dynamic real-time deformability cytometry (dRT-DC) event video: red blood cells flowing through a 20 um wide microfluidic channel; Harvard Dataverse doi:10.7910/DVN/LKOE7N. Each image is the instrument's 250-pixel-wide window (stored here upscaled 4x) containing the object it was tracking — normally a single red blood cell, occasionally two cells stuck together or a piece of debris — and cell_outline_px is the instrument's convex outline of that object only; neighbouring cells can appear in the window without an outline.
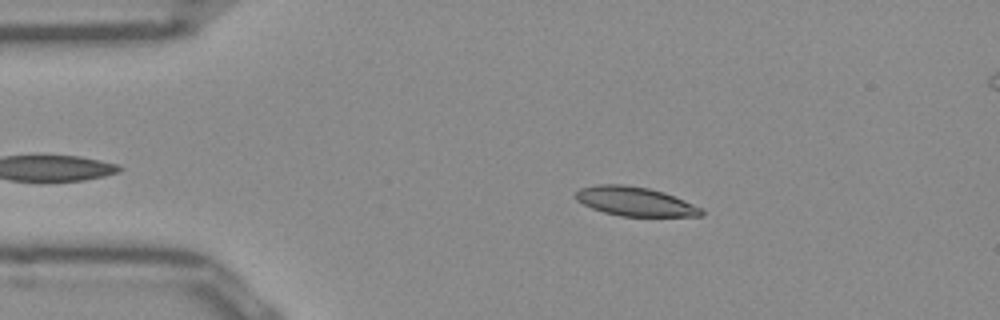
{"species": "Egyptian fruit bat (a non-hibernating species)", "species_latin": "Rousettus aegyptiacus", "temperature_condition": "room temperature", "stored_images_in_passage": 45, "camera_frame_rate_fps": 3000, "um_per_image_px": 0.085, "frame": {"image": 1, "passage_image": 9, "time_ms": 2.667, "image_size_px": [1000, 320], "cell_outline_px": [[704, 212], [700, 216], [620, 216], [604, 212], [592, 208], [576, 200], [576, 192], [580, 188], [600, 184], [620, 184], [648, 188], [664, 192], [684, 200], [700, 208]], "centroid_in_image_um": [53.96, 17.12], "position_along_channel_um": 31.0, "area_um2": 21.04}}
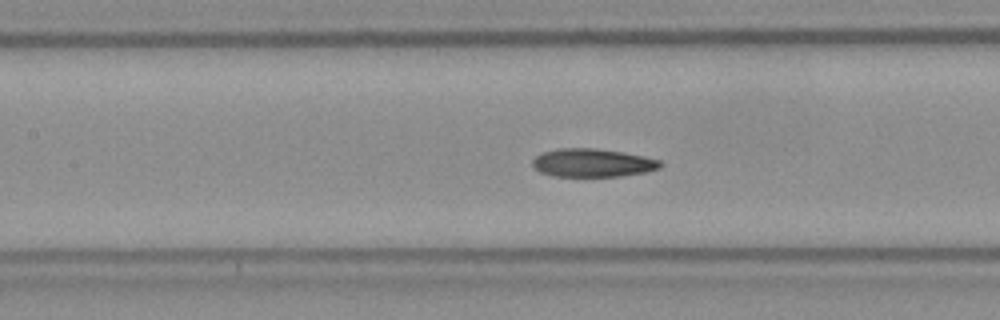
{"frame": {"image": 2, "passage_image": 22, "time_ms": 7.0, "image_size_px": [1000, 320], "cell_outline_px": [[660, 168], [644, 172], [620, 176], [552, 176], [540, 172], [532, 164], [532, 160], [540, 152], [556, 148], [592, 148], [624, 152], [644, 156], [660, 160]], "centroid_in_image_um": [50.32, 13.83], "position_along_channel_um": 157.1, "area_um2": 21.04}}
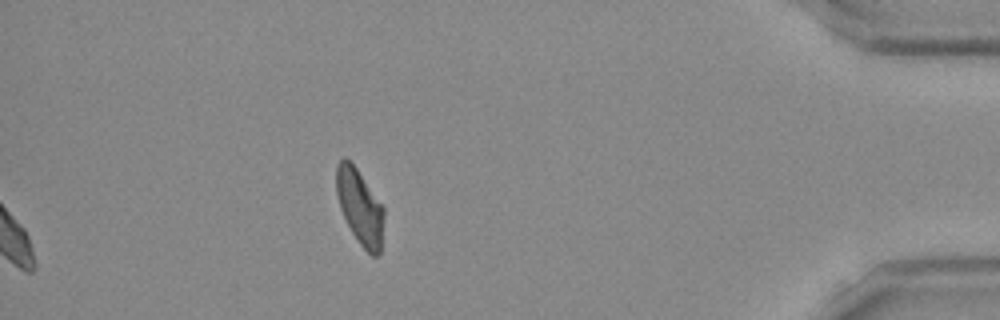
{"frame": {"image": 3, "passage_image": 45, "time_ms": 14.667, "image_size_px": [1000, 320], "cell_outline_px": [[384, 216], [380, 256], [372, 256], [360, 244], [352, 232], [340, 208], [336, 192], [336, 168], [340, 160], [344, 156], [356, 168], [384, 208]], "centroid_in_image_um": [30.59, 17.61], "position_along_channel_um": 404.6, "area_um2": 20.52}, "authors_computed_cell_mechanics": {"area_um2": 21.1548, "velocity_mm_per_s": 3.9123, "shape_relaxation_time_tau1_ms": 7.0681, "shape_relaxation_time_tau2_ms": 2.7233, "deformation_change_tau1": 0.1653, "deformation_change_tau2": 0.0844}}